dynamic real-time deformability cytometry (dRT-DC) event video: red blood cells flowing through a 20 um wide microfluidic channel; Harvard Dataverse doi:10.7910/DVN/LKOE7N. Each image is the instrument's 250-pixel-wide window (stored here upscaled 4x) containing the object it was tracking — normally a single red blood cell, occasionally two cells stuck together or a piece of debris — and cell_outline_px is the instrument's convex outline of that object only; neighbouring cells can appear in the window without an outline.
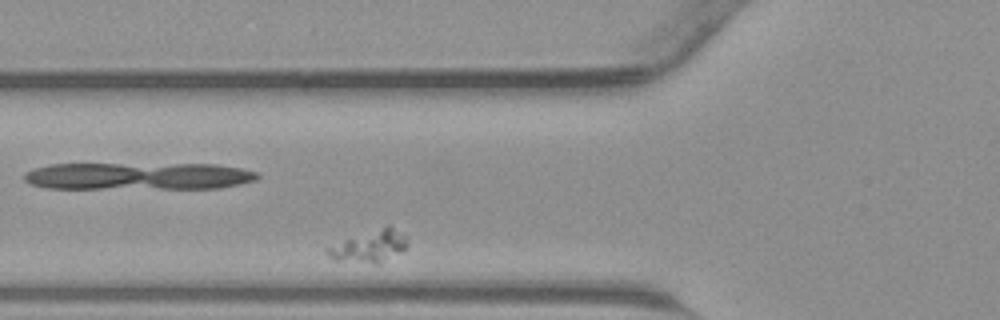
{"species": "common noctule bat (a hibernating species)", "species_latin": "Nyctalus noctula", "temperature_condition": "warm", "stored_images_in_passage": 30, "segment_of_instrument_passage": [2, 2], "camera_frame_rate_fps": 3000, "um_per_image_px": 0.085, "animal": {"sex": "male", "body_mass_g": 23.1, "forearm_length_mm": 52.7}, "frame": {"image": 1, "passage_image": 13, "time_ms": 4.0, "image_size_px": [1000, 320], "cell_outline_px": [[408, 244], [400, 252], [376, 264], [332, 260], [328, 252], [328, 248], [388, 224], [404, 236]], "centroid_in_image_um": [31.46, 20.96], "position_along_channel_um": 94.3, "area_um2": 13.93}}
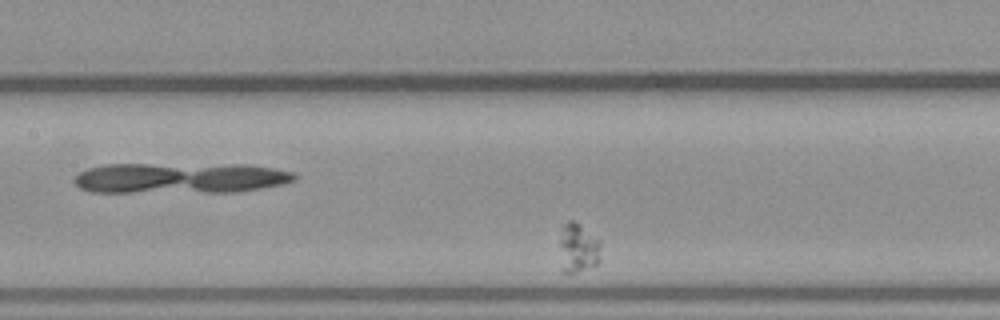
{"frame": {"image": 2, "passage_image": 18, "time_ms": 5.667, "image_size_px": [1000, 320], "cell_outline_px": [[600, 260], [596, 264], [568, 276], [560, 272], [560, 224], [568, 220], [576, 220], [600, 240]], "centroid_in_image_um": [49.08, 21.08], "position_along_channel_um": 158.3, "area_um2": 12.6}}